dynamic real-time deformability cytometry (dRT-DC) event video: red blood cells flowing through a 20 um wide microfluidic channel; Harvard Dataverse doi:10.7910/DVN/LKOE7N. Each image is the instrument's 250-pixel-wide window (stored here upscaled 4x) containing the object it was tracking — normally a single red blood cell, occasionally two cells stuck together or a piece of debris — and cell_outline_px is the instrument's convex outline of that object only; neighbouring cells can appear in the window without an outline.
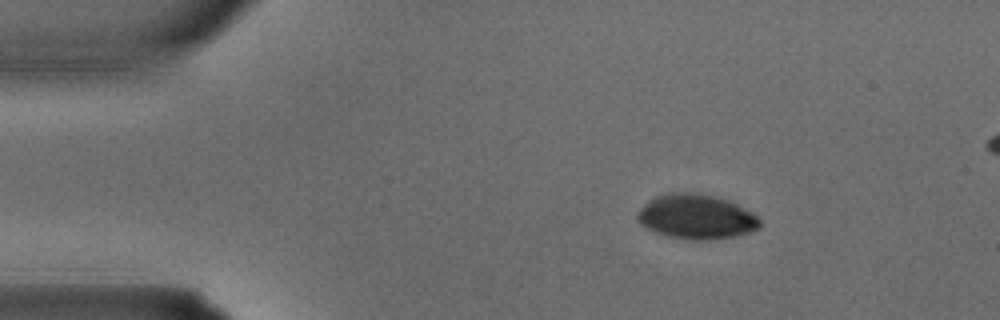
{"species": "common noctule bat (a hibernating species)", "species_latin": "Nyctalus noctula", "temperature_condition": "warm", "stored_images_in_passage": 3, "camera_frame_rate_fps": 3000, "um_per_image_px": 0.085, "animal": {"sex": "male", "body_mass_g": 15.6}, "frame": {"image": 1, "passage_image": 1, "time_ms": 0.0, "image_size_px": [1000, 320], "cell_outline_px": [[760, 228], [736, 236], [708, 240], [692, 240], [668, 236], [656, 232], [640, 224], [636, 216], [640, 208], [648, 200], [664, 192], [688, 192], [712, 196], [728, 200], [752, 212], [760, 220]], "centroid_in_image_um": [59.16, 18.42], "position_along_channel_um": 25.8, "area_um2": 31.79}}